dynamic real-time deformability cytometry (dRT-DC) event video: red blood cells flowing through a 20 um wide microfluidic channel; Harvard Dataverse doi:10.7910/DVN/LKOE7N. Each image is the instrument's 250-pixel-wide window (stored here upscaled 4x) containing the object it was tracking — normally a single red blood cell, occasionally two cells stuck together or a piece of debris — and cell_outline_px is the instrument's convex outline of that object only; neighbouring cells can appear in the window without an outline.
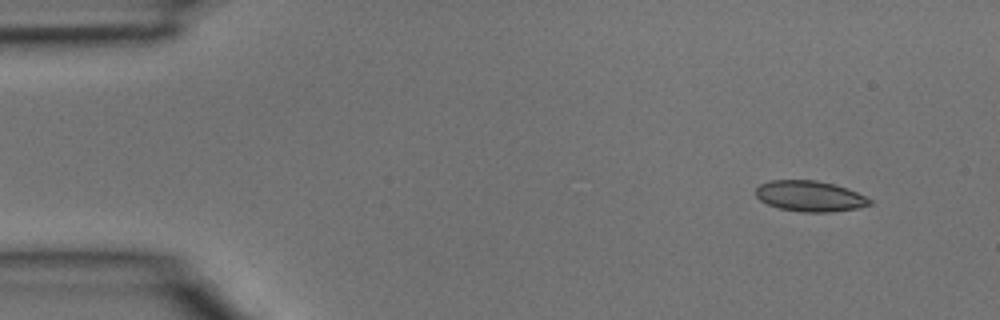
{"species": "common noctule bat (a hibernating species)", "species_latin": "Nyctalus noctula", "temperature_condition": "room temperature", "stored_images_in_passage": 3, "camera_frame_rate_fps": 3000, "um_per_image_px": 0.085, "animal": {"sex": "male", "body_mass_g": 15.6}, "frame": {"image": 1, "passage_image": 1, "time_ms": 0.0, "image_size_px": [1000, 320], "cell_outline_px": [[872, 204], [856, 208], [828, 212], [804, 212], [780, 208], [768, 204], [760, 200], [756, 196], [756, 188], [760, 184], [772, 180], [816, 180], [836, 184], [848, 188], [872, 200]], "centroid_in_image_um": [68.84, 16.66], "position_along_channel_um": 16.2, "area_um2": 20.29}}
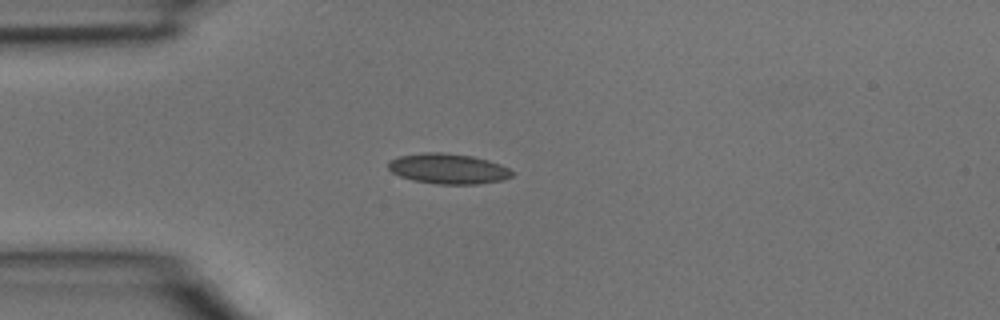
{"frame": {"image": 2, "passage_image": 3, "time_ms": 0.667, "image_size_px": [1000, 320], "cell_outline_px": [[512, 176], [504, 180], [480, 184], [436, 184], [412, 180], [400, 176], [392, 172], [388, 168], [388, 160], [400, 156], [424, 152], [444, 152], [472, 156], [488, 160], [500, 164], [508, 168], [512, 172]], "centroid_in_image_um": [38.08, 14.34], "position_along_channel_um": 46.9, "area_um2": 21.96}}